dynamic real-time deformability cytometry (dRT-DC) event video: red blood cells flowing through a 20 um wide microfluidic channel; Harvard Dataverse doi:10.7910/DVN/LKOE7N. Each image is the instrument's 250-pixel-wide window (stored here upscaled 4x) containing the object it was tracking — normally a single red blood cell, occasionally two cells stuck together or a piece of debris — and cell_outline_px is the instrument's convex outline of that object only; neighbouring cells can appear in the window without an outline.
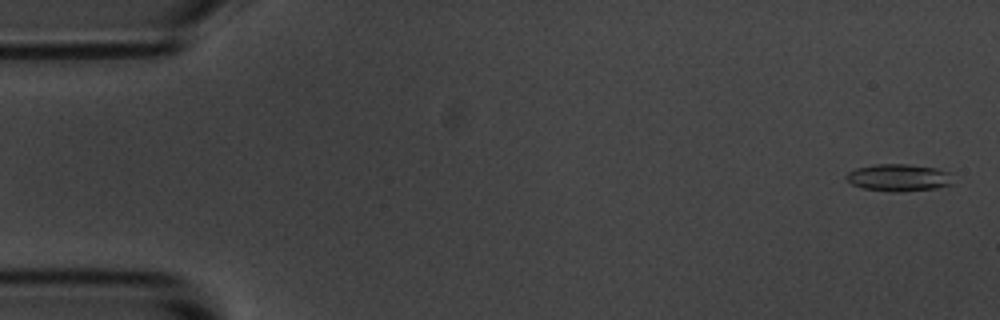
{"species": "common noctule bat (a hibernating species)", "species_latin": "Nyctalus noctula", "temperature_condition": "room temperature", "stored_images_in_passage": 5, "camera_frame_rate_fps": 3000, "um_per_image_px": 0.085, "animal": {"sex": "male", "body_mass_g": 20.1, "forearm_length_mm": 53.5}, "frame": {"image": 1, "passage_image": 1, "time_ms": 0.0, "image_size_px": [1000, 320], "cell_outline_px": [[952, 184], [936, 188], [896, 192], [892, 192], [860, 188], [852, 184], [844, 176], [848, 172], [856, 168], [876, 164], [904, 164], [936, 168], [948, 172]], "centroid_in_image_um": [76.33, 15.1], "position_along_channel_um": 8.7, "area_um2": 16.76}}
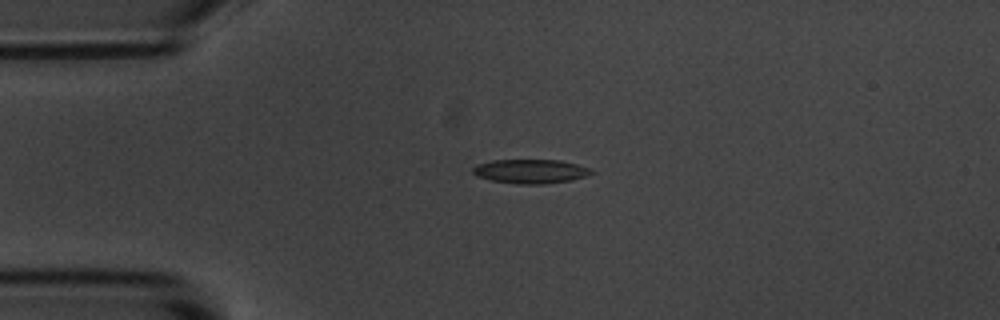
{"frame": {"image": 2, "passage_image": 4, "time_ms": 3.667, "image_size_px": [1000, 320], "cell_outline_px": [[596, 172], [572, 180], [544, 184], [516, 184], [488, 180], [476, 176], [472, 172], [472, 168], [476, 164], [492, 160], [560, 160], [576, 164], [588, 168]], "centroid_in_image_um": [45.04, 14.57], "position_along_channel_um": 40.0, "area_um2": 16.76}}